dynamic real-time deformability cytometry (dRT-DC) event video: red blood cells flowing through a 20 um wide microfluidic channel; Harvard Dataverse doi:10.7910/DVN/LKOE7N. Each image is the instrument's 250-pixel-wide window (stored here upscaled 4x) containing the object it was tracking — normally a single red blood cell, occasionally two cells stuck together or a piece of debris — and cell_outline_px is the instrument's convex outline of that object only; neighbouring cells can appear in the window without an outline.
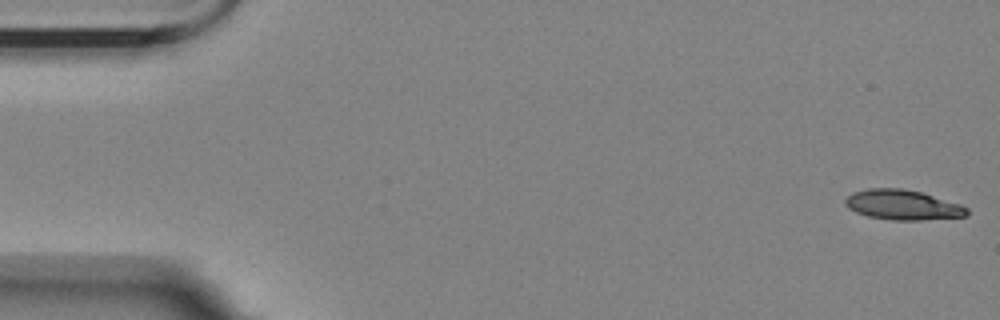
{"species": "Egyptian fruit bat (a non-hibernating species)", "species_latin": "Rousettus aegyptiacus", "temperature_condition": "room temperature", "stored_images_in_passage": 55, "camera_frame_rate_fps": 3000, "um_per_image_px": 0.085, "animal": {"sex": "female"}, "frame": {"image": 1, "passage_image": 1, "time_ms": 0.0, "image_size_px": [1000, 320], "cell_outline_px": [[968, 216], [920, 220], [892, 220], [868, 216], [856, 212], [848, 208], [844, 204], [844, 200], [852, 192], [868, 188], [904, 188], [920, 192], [960, 204], [968, 208]], "centroid_in_image_um": [76.7, 17.41], "position_along_channel_um": 8.3, "area_um2": 21.27}}
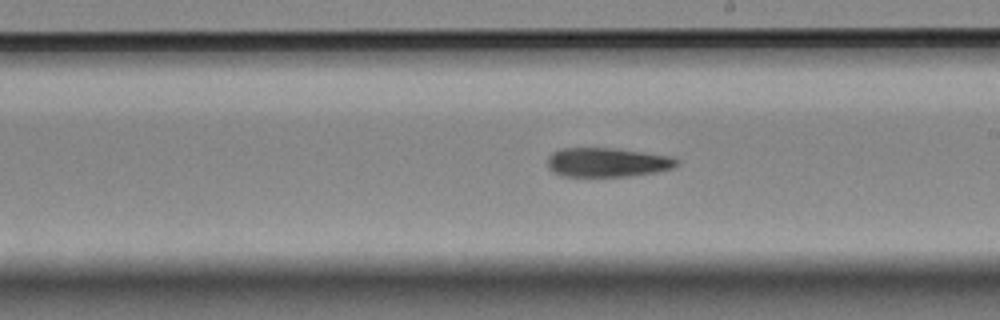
{"frame": {"image": 2, "passage_image": 31, "time_ms": 10.0, "image_size_px": [1000, 320], "cell_outline_px": [[680, 160], [672, 168], [652, 172], [628, 176], [560, 176], [552, 172], [548, 168], [548, 156], [552, 152], [560, 148], [616, 148], [668, 156]], "centroid_in_image_um": [51.54, 13.79], "position_along_channel_um": 237.5, "area_um2": 21.85}}
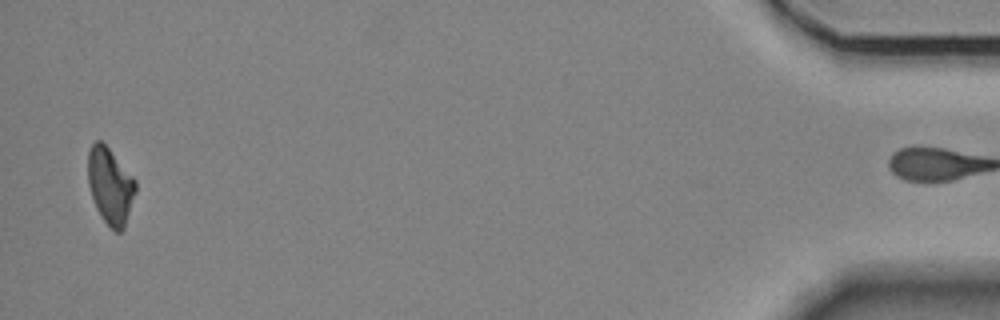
{"frame": {"image": 3, "passage_image": 54, "time_ms": 17.667, "image_size_px": [1000, 320], "cell_outline_px": [[136, 192], [124, 228], [120, 232], [116, 232], [100, 216], [96, 208], [88, 184], [88, 152], [92, 144], [96, 140], [100, 140], [108, 148], [136, 180]], "centroid_in_image_um": [9.37, 15.81], "position_along_channel_um": 425.8, "area_um2": 20.98}, "authors_computed_cell_mechanics": {"area_um2": 21.964, "velocity_mm_per_s": 3.5853, "shape_relaxation_time_tau1_ms": 5.8725, "shape_relaxation_time_tau2_ms": null, "deformation_change_tau1": 0.1646, "deformation_change_tau2": null}}